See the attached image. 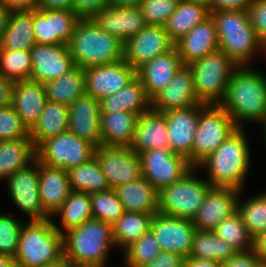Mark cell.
<instances>
[{"instance_id": "6da1fadb", "label": "cell", "mask_w": 266, "mask_h": 267, "mask_svg": "<svg viewBox=\"0 0 266 267\" xmlns=\"http://www.w3.org/2000/svg\"><path fill=\"white\" fill-rule=\"evenodd\" d=\"M236 125L266 122V77L248 65L238 66L229 81L224 100L219 104Z\"/></svg>"}, {"instance_id": "7a4b0ae2", "label": "cell", "mask_w": 266, "mask_h": 267, "mask_svg": "<svg viewBox=\"0 0 266 267\" xmlns=\"http://www.w3.org/2000/svg\"><path fill=\"white\" fill-rule=\"evenodd\" d=\"M62 235L64 257L75 267H105L109 248L116 246L113 224L95 218Z\"/></svg>"}, {"instance_id": "3957f363", "label": "cell", "mask_w": 266, "mask_h": 267, "mask_svg": "<svg viewBox=\"0 0 266 267\" xmlns=\"http://www.w3.org/2000/svg\"><path fill=\"white\" fill-rule=\"evenodd\" d=\"M243 128L233 132L213 153L197 167H206L207 180L212 187L243 189V182L250 167L249 144Z\"/></svg>"}, {"instance_id": "277c9868", "label": "cell", "mask_w": 266, "mask_h": 267, "mask_svg": "<svg viewBox=\"0 0 266 267\" xmlns=\"http://www.w3.org/2000/svg\"><path fill=\"white\" fill-rule=\"evenodd\" d=\"M75 66L83 69L123 59L124 43L105 32L91 18H81L67 44Z\"/></svg>"}, {"instance_id": "5b68a950", "label": "cell", "mask_w": 266, "mask_h": 267, "mask_svg": "<svg viewBox=\"0 0 266 267\" xmlns=\"http://www.w3.org/2000/svg\"><path fill=\"white\" fill-rule=\"evenodd\" d=\"M63 257L62 231L52 219L23 224L14 256L18 267H44Z\"/></svg>"}, {"instance_id": "8992f818", "label": "cell", "mask_w": 266, "mask_h": 267, "mask_svg": "<svg viewBox=\"0 0 266 267\" xmlns=\"http://www.w3.org/2000/svg\"><path fill=\"white\" fill-rule=\"evenodd\" d=\"M210 15L216 25L219 50L238 66L248 65L258 49L265 51L250 23L248 11L220 10Z\"/></svg>"}, {"instance_id": "52a82bcc", "label": "cell", "mask_w": 266, "mask_h": 267, "mask_svg": "<svg viewBox=\"0 0 266 267\" xmlns=\"http://www.w3.org/2000/svg\"><path fill=\"white\" fill-rule=\"evenodd\" d=\"M193 74L196 96L201 103L219 105L238 65L224 52L217 50L188 65Z\"/></svg>"}, {"instance_id": "ba28073f", "label": "cell", "mask_w": 266, "mask_h": 267, "mask_svg": "<svg viewBox=\"0 0 266 267\" xmlns=\"http://www.w3.org/2000/svg\"><path fill=\"white\" fill-rule=\"evenodd\" d=\"M193 170L194 167L180 180L159 191V213L175 218H195L212 186L207 180L193 176Z\"/></svg>"}, {"instance_id": "9c48e42d", "label": "cell", "mask_w": 266, "mask_h": 267, "mask_svg": "<svg viewBox=\"0 0 266 267\" xmlns=\"http://www.w3.org/2000/svg\"><path fill=\"white\" fill-rule=\"evenodd\" d=\"M239 127L220 105H207L200 113L192 145V166L213 153Z\"/></svg>"}, {"instance_id": "30bf717a", "label": "cell", "mask_w": 266, "mask_h": 267, "mask_svg": "<svg viewBox=\"0 0 266 267\" xmlns=\"http://www.w3.org/2000/svg\"><path fill=\"white\" fill-rule=\"evenodd\" d=\"M96 147L66 130L44 140L37 148L39 162L66 171L94 157Z\"/></svg>"}, {"instance_id": "8fae6325", "label": "cell", "mask_w": 266, "mask_h": 267, "mask_svg": "<svg viewBox=\"0 0 266 267\" xmlns=\"http://www.w3.org/2000/svg\"><path fill=\"white\" fill-rule=\"evenodd\" d=\"M139 155L141 176L158 191L180 180L193 166L170 148L146 150Z\"/></svg>"}, {"instance_id": "7c38bea8", "label": "cell", "mask_w": 266, "mask_h": 267, "mask_svg": "<svg viewBox=\"0 0 266 267\" xmlns=\"http://www.w3.org/2000/svg\"><path fill=\"white\" fill-rule=\"evenodd\" d=\"M33 166H32V165ZM32 166V167H31ZM13 203L31 220H46L51 216L43 209L39 194V160L18 169L6 179Z\"/></svg>"}, {"instance_id": "4fadbf2b", "label": "cell", "mask_w": 266, "mask_h": 267, "mask_svg": "<svg viewBox=\"0 0 266 267\" xmlns=\"http://www.w3.org/2000/svg\"><path fill=\"white\" fill-rule=\"evenodd\" d=\"M94 156L111 189L141 176L139 155L130 147L100 146Z\"/></svg>"}, {"instance_id": "5bb4252c", "label": "cell", "mask_w": 266, "mask_h": 267, "mask_svg": "<svg viewBox=\"0 0 266 267\" xmlns=\"http://www.w3.org/2000/svg\"><path fill=\"white\" fill-rule=\"evenodd\" d=\"M175 47L164 26L147 25L123 46V59L135 70Z\"/></svg>"}, {"instance_id": "9a60e30c", "label": "cell", "mask_w": 266, "mask_h": 267, "mask_svg": "<svg viewBox=\"0 0 266 267\" xmlns=\"http://www.w3.org/2000/svg\"><path fill=\"white\" fill-rule=\"evenodd\" d=\"M150 230L161 251H169L188 257L196 232L193 220L175 218L161 213L153 216Z\"/></svg>"}, {"instance_id": "2e32d148", "label": "cell", "mask_w": 266, "mask_h": 267, "mask_svg": "<svg viewBox=\"0 0 266 267\" xmlns=\"http://www.w3.org/2000/svg\"><path fill=\"white\" fill-rule=\"evenodd\" d=\"M84 73L86 94L100 101L127 86L137 76V70L124 59L86 68Z\"/></svg>"}, {"instance_id": "e0dca14e", "label": "cell", "mask_w": 266, "mask_h": 267, "mask_svg": "<svg viewBox=\"0 0 266 267\" xmlns=\"http://www.w3.org/2000/svg\"><path fill=\"white\" fill-rule=\"evenodd\" d=\"M81 17L72 10H33L37 44H68Z\"/></svg>"}, {"instance_id": "ac0fdd59", "label": "cell", "mask_w": 266, "mask_h": 267, "mask_svg": "<svg viewBox=\"0 0 266 267\" xmlns=\"http://www.w3.org/2000/svg\"><path fill=\"white\" fill-rule=\"evenodd\" d=\"M31 80L45 84L75 67L67 44H36L31 49Z\"/></svg>"}, {"instance_id": "d6986e66", "label": "cell", "mask_w": 266, "mask_h": 267, "mask_svg": "<svg viewBox=\"0 0 266 267\" xmlns=\"http://www.w3.org/2000/svg\"><path fill=\"white\" fill-rule=\"evenodd\" d=\"M207 106L201 103L183 109L170 110L164 113L168 126L170 149L185 156L192 165V145L196 133L199 113Z\"/></svg>"}, {"instance_id": "ffe728a7", "label": "cell", "mask_w": 266, "mask_h": 267, "mask_svg": "<svg viewBox=\"0 0 266 267\" xmlns=\"http://www.w3.org/2000/svg\"><path fill=\"white\" fill-rule=\"evenodd\" d=\"M100 100L84 94L68 107V130L96 148L102 146Z\"/></svg>"}, {"instance_id": "44dd1931", "label": "cell", "mask_w": 266, "mask_h": 267, "mask_svg": "<svg viewBox=\"0 0 266 267\" xmlns=\"http://www.w3.org/2000/svg\"><path fill=\"white\" fill-rule=\"evenodd\" d=\"M91 19L102 30L119 38L123 43L147 26L140 7L108 4Z\"/></svg>"}, {"instance_id": "7402d4cb", "label": "cell", "mask_w": 266, "mask_h": 267, "mask_svg": "<svg viewBox=\"0 0 266 267\" xmlns=\"http://www.w3.org/2000/svg\"><path fill=\"white\" fill-rule=\"evenodd\" d=\"M239 189L211 187L193 219L197 230H213L222 220L237 211Z\"/></svg>"}, {"instance_id": "603a6c76", "label": "cell", "mask_w": 266, "mask_h": 267, "mask_svg": "<svg viewBox=\"0 0 266 267\" xmlns=\"http://www.w3.org/2000/svg\"><path fill=\"white\" fill-rule=\"evenodd\" d=\"M199 104L188 65H182L167 86L152 99V109L163 113Z\"/></svg>"}, {"instance_id": "cb8c5ba5", "label": "cell", "mask_w": 266, "mask_h": 267, "mask_svg": "<svg viewBox=\"0 0 266 267\" xmlns=\"http://www.w3.org/2000/svg\"><path fill=\"white\" fill-rule=\"evenodd\" d=\"M175 47L183 65H190L207 54L219 50L216 25L212 16L196 25L175 43Z\"/></svg>"}, {"instance_id": "d4e9b609", "label": "cell", "mask_w": 266, "mask_h": 267, "mask_svg": "<svg viewBox=\"0 0 266 267\" xmlns=\"http://www.w3.org/2000/svg\"><path fill=\"white\" fill-rule=\"evenodd\" d=\"M183 65L176 47L158 55L137 69V77L143 83L147 96L152 100L173 79Z\"/></svg>"}, {"instance_id": "484cf974", "label": "cell", "mask_w": 266, "mask_h": 267, "mask_svg": "<svg viewBox=\"0 0 266 267\" xmlns=\"http://www.w3.org/2000/svg\"><path fill=\"white\" fill-rule=\"evenodd\" d=\"M167 131L164 113L151 108L138 116L130 148L137 154L146 150L170 148Z\"/></svg>"}, {"instance_id": "4316f807", "label": "cell", "mask_w": 266, "mask_h": 267, "mask_svg": "<svg viewBox=\"0 0 266 267\" xmlns=\"http://www.w3.org/2000/svg\"><path fill=\"white\" fill-rule=\"evenodd\" d=\"M47 101L44 84L33 80L15 83L12 106L28 130L37 122Z\"/></svg>"}, {"instance_id": "83f0119b", "label": "cell", "mask_w": 266, "mask_h": 267, "mask_svg": "<svg viewBox=\"0 0 266 267\" xmlns=\"http://www.w3.org/2000/svg\"><path fill=\"white\" fill-rule=\"evenodd\" d=\"M68 172L39 162V194L43 209L50 215L58 210L70 195Z\"/></svg>"}, {"instance_id": "f1b7e54d", "label": "cell", "mask_w": 266, "mask_h": 267, "mask_svg": "<svg viewBox=\"0 0 266 267\" xmlns=\"http://www.w3.org/2000/svg\"><path fill=\"white\" fill-rule=\"evenodd\" d=\"M125 211L154 216L159 213V191L143 176L115 188Z\"/></svg>"}, {"instance_id": "f546056e", "label": "cell", "mask_w": 266, "mask_h": 267, "mask_svg": "<svg viewBox=\"0 0 266 267\" xmlns=\"http://www.w3.org/2000/svg\"><path fill=\"white\" fill-rule=\"evenodd\" d=\"M101 112H132L138 116L152 108V100L136 76L127 86L100 101Z\"/></svg>"}, {"instance_id": "4dcf8cb0", "label": "cell", "mask_w": 266, "mask_h": 267, "mask_svg": "<svg viewBox=\"0 0 266 267\" xmlns=\"http://www.w3.org/2000/svg\"><path fill=\"white\" fill-rule=\"evenodd\" d=\"M137 118L132 112H101L102 146L130 147Z\"/></svg>"}, {"instance_id": "1f68e13d", "label": "cell", "mask_w": 266, "mask_h": 267, "mask_svg": "<svg viewBox=\"0 0 266 267\" xmlns=\"http://www.w3.org/2000/svg\"><path fill=\"white\" fill-rule=\"evenodd\" d=\"M36 44L33 10L11 12L0 49L31 50Z\"/></svg>"}, {"instance_id": "d6a6232c", "label": "cell", "mask_w": 266, "mask_h": 267, "mask_svg": "<svg viewBox=\"0 0 266 267\" xmlns=\"http://www.w3.org/2000/svg\"><path fill=\"white\" fill-rule=\"evenodd\" d=\"M209 16L210 12L206 6L179 0L176 10L168 18L164 28L170 39L176 43Z\"/></svg>"}, {"instance_id": "836d02e7", "label": "cell", "mask_w": 266, "mask_h": 267, "mask_svg": "<svg viewBox=\"0 0 266 267\" xmlns=\"http://www.w3.org/2000/svg\"><path fill=\"white\" fill-rule=\"evenodd\" d=\"M37 158L31 139L0 140V179H7Z\"/></svg>"}, {"instance_id": "e575fe53", "label": "cell", "mask_w": 266, "mask_h": 267, "mask_svg": "<svg viewBox=\"0 0 266 267\" xmlns=\"http://www.w3.org/2000/svg\"><path fill=\"white\" fill-rule=\"evenodd\" d=\"M47 100L70 106L78 97L86 94L85 73L80 66H75L60 78L44 84Z\"/></svg>"}, {"instance_id": "d590c367", "label": "cell", "mask_w": 266, "mask_h": 267, "mask_svg": "<svg viewBox=\"0 0 266 267\" xmlns=\"http://www.w3.org/2000/svg\"><path fill=\"white\" fill-rule=\"evenodd\" d=\"M68 130V106L47 101L37 122L29 130L37 148L44 140Z\"/></svg>"}, {"instance_id": "8d00e7d4", "label": "cell", "mask_w": 266, "mask_h": 267, "mask_svg": "<svg viewBox=\"0 0 266 267\" xmlns=\"http://www.w3.org/2000/svg\"><path fill=\"white\" fill-rule=\"evenodd\" d=\"M153 216L141 212L125 211L113 224L116 246L124 250L150 230Z\"/></svg>"}, {"instance_id": "74e56055", "label": "cell", "mask_w": 266, "mask_h": 267, "mask_svg": "<svg viewBox=\"0 0 266 267\" xmlns=\"http://www.w3.org/2000/svg\"><path fill=\"white\" fill-rule=\"evenodd\" d=\"M67 172L71 189L74 191L92 194L110 189L95 156Z\"/></svg>"}, {"instance_id": "f35d334b", "label": "cell", "mask_w": 266, "mask_h": 267, "mask_svg": "<svg viewBox=\"0 0 266 267\" xmlns=\"http://www.w3.org/2000/svg\"><path fill=\"white\" fill-rule=\"evenodd\" d=\"M61 217L63 230L78 227L93 218L90 194L72 190L63 205L52 214Z\"/></svg>"}, {"instance_id": "ab89813d", "label": "cell", "mask_w": 266, "mask_h": 267, "mask_svg": "<svg viewBox=\"0 0 266 267\" xmlns=\"http://www.w3.org/2000/svg\"><path fill=\"white\" fill-rule=\"evenodd\" d=\"M237 251L212 230H197L194 235L190 257L224 262Z\"/></svg>"}, {"instance_id": "60d3db41", "label": "cell", "mask_w": 266, "mask_h": 267, "mask_svg": "<svg viewBox=\"0 0 266 267\" xmlns=\"http://www.w3.org/2000/svg\"><path fill=\"white\" fill-rule=\"evenodd\" d=\"M218 237L224 239L237 252L252 250L253 238L238 211L222 220L213 230Z\"/></svg>"}, {"instance_id": "b9f144b4", "label": "cell", "mask_w": 266, "mask_h": 267, "mask_svg": "<svg viewBox=\"0 0 266 267\" xmlns=\"http://www.w3.org/2000/svg\"><path fill=\"white\" fill-rule=\"evenodd\" d=\"M31 50L0 49V75L15 82L31 80Z\"/></svg>"}, {"instance_id": "7bdbcfd3", "label": "cell", "mask_w": 266, "mask_h": 267, "mask_svg": "<svg viewBox=\"0 0 266 267\" xmlns=\"http://www.w3.org/2000/svg\"><path fill=\"white\" fill-rule=\"evenodd\" d=\"M237 211L252 238L266 232V193L256 195L243 203L238 198Z\"/></svg>"}, {"instance_id": "ee69618b", "label": "cell", "mask_w": 266, "mask_h": 267, "mask_svg": "<svg viewBox=\"0 0 266 267\" xmlns=\"http://www.w3.org/2000/svg\"><path fill=\"white\" fill-rule=\"evenodd\" d=\"M93 218L114 224L125 212L115 189L90 194Z\"/></svg>"}, {"instance_id": "f6af8a7d", "label": "cell", "mask_w": 266, "mask_h": 267, "mask_svg": "<svg viewBox=\"0 0 266 267\" xmlns=\"http://www.w3.org/2000/svg\"><path fill=\"white\" fill-rule=\"evenodd\" d=\"M160 252L159 244L152 231L149 230L124 250L126 266L142 267L152 262Z\"/></svg>"}, {"instance_id": "bcb514c9", "label": "cell", "mask_w": 266, "mask_h": 267, "mask_svg": "<svg viewBox=\"0 0 266 267\" xmlns=\"http://www.w3.org/2000/svg\"><path fill=\"white\" fill-rule=\"evenodd\" d=\"M24 222L5 213H0V252L14 258Z\"/></svg>"}, {"instance_id": "7dc6e473", "label": "cell", "mask_w": 266, "mask_h": 267, "mask_svg": "<svg viewBox=\"0 0 266 267\" xmlns=\"http://www.w3.org/2000/svg\"><path fill=\"white\" fill-rule=\"evenodd\" d=\"M30 139L29 130L12 105L0 108V140Z\"/></svg>"}, {"instance_id": "c3c4849f", "label": "cell", "mask_w": 266, "mask_h": 267, "mask_svg": "<svg viewBox=\"0 0 266 267\" xmlns=\"http://www.w3.org/2000/svg\"><path fill=\"white\" fill-rule=\"evenodd\" d=\"M179 0H145L141 5L147 25L164 26L176 10Z\"/></svg>"}, {"instance_id": "681fc988", "label": "cell", "mask_w": 266, "mask_h": 267, "mask_svg": "<svg viewBox=\"0 0 266 267\" xmlns=\"http://www.w3.org/2000/svg\"><path fill=\"white\" fill-rule=\"evenodd\" d=\"M247 11L257 37L261 44L266 47V0H252Z\"/></svg>"}, {"instance_id": "f907efd6", "label": "cell", "mask_w": 266, "mask_h": 267, "mask_svg": "<svg viewBox=\"0 0 266 267\" xmlns=\"http://www.w3.org/2000/svg\"><path fill=\"white\" fill-rule=\"evenodd\" d=\"M222 267H266L265 263L253 252H236L223 262Z\"/></svg>"}, {"instance_id": "816d5d0a", "label": "cell", "mask_w": 266, "mask_h": 267, "mask_svg": "<svg viewBox=\"0 0 266 267\" xmlns=\"http://www.w3.org/2000/svg\"><path fill=\"white\" fill-rule=\"evenodd\" d=\"M72 2L73 12L81 18H91L109 4L108 0H72Z\"/></svg>"}, {"instance_id": "f5cc1de1", "label": "cell", "mask_w": 266, "mask_h": 267, "mask_svg": "<svg viewBox=\"0 0 266 267\" xmlns=\"http://www.w3.org/2000/svg\"><path fill=\"white\" fill-rule=\"evenodd\" d=\"M142 267H184V257L179 253L161 251L152 262Z\"/></svg>"}, {"instance_id": "db71d44e", "label": "cell", "mask_w": 266, "mask_h": 267, "mask_svg": "<svg viewBox=\"0 0 266 267\" xmlns=\"http://www.w3.org/2000/svg\"><path fill=\"white\" fill-rule=\"evenodd\" d=\"M252 0H211L208 11L213 13L220 10L247 11Z\"/></svg>"}, {"instance_id": "11a10c76", "label": "cell", "mask_w": 266, "mask_h": 267, "mask_svg": "<svg viewBox=\"0 0 266 267\" xmlns=\"http://www.w3.org/2000/svg\"><path fill=\"white\" fill-rule=\"evenodd\" d=\"M15 81L0 75V108L12 105Z\"/></svg>"}, {"instance_id": "9f6ffc18", "label": "cell", "mask_w": 266, "mask_h": 267, "mask_svg": "<svg viewBox=\"0 0 266 267\" xmlns=\"http://www.w3.org/2000/svg\"><path fill=\"white\" fill-rule=\"evenodd\" d=\"M10 12L32 11L37 9V0H0Z\"/></svg>"}, {"instance_id": "6f0895ef", "label": "cell", "mask_w": 266, "mask_h": 267, "mask_svg": "<svg viewBox=\"0 0 266 267\" xmlns=\"http://www.w3.org/2000/svg\"><path fill=\"white\" fill-rule=\"evenodd\" d=\"M38 10H72V0H37Z\"/></svg>"}, {"instance_id": "680465c9", "label": "cell", "mask_w": 266, "mask_h": 267, "mask_svg": "<svg viewBox=\"0 0 266 267\" xmlns=\"http://www.w3.org/2000/svg\"><path fill=\"white\" fill-rule=\"evenodd\" d=\"M252 250L266 265V232L259 233L253 238Z\"/></svg>"}, {"instance_id": "91938a15", "label": "cell", "mask_w": 266, "mask_h": 267, "mask_svg": "<svg viewBox=\"0 0 266 267\" xmlns=\"http://www.w3.org/2000/svg\"><path fill=\"white\" fill-rule=\"evenodd\" d=\"M223 262L212 259L184 257V267H222Z\"/></svg>"}, {"instance_id": "94428289", "label": "cell", "mask_w": 266, "mask_h": 267, "mask_svg": "<svg viewBox=\"0 0 266 267\" xmlns=\"http://www.w3.org/2000/svg\"><path fill=\"white\" fill-rule=\"evenodd\" d=\"M10 13L11 12L0 2V47Z\"/></svg>"}, {"instance_id": "6125c7cd", "label": "cell", "mask_w": 266, "mask_h": 267, "mask_svg": "<svg viewBox=\"0 0 266 267\" xmlns=\"http://www.w3.org/2000/svg\"><path fill=\"white\" fill-rule=\"evenodd\" d=\"M145 0H108L113 6L140 7Z\"/></svg>"}, {"instance_id": "be15d7a7", "label": "cell", "mask_w": 266, "mask_h": 267, "mask_svg": "<svg viewBox=\"0 0 266 267\" xmlns=\"http://www.w3.org/2000/svg\"><path fill=\"white\" fill-rule=\"evenodd\" d=\"M0 267H18L13 257L0 252Z\"/></svg>"}, {"instance_id": "e7e4bbea", "label": "cell", "mask_w": 266, "mask_h": 267, "mask_svg": "<svg viewBox=\"0 0 266 267\" xmlns=\"http://www.w3.org/2000/svg\"><path fill=\"white\" fill-rule=\"evenodd\" d=\"M44 267H75L67 258L63 257L60 260L45 265Z\"/></svg>"}, {"instance_id": "03108f58", "label": "cell", "mask_w": 266, "mask_h": 267, "mask_svg": "<svg viewBox=\"0 0 266 267\" xmlns=\"http://www.w3.org/2000/svg\"><path fill=\"white\" fill-rule=\"evenodd\" d=\"M185 1H190L193 3H198V4H202L204 6H206L207 8L209 7L211 0H185Z\"/></svg>"}, {"instance_id": "003e7915", "label": "cell", "mask_w": 266, "mask_h": 267, "mask_svg": "<svg viewBox=\"0 0 266 267\" xmlns=\"http://www.w3.org/2000/svg\"><path fill=\"white\" fill-rule=\"evenodd\" d=\"M265 125V126H264ZM262 127H264V136H265V141H266V122L263 124V126Z\"/></svg>"}]
</instances>
